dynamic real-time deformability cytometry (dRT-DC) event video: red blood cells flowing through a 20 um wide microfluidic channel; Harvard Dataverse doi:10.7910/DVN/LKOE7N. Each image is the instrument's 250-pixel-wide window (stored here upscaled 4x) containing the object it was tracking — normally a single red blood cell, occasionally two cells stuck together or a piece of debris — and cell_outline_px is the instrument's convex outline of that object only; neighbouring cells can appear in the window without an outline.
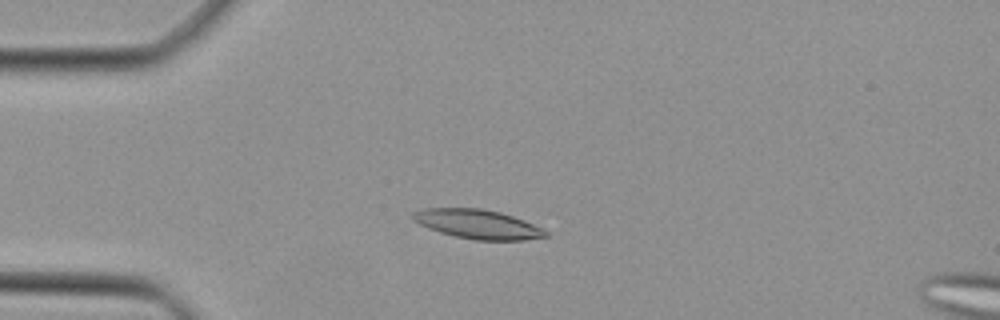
{"species": "Egyptian fruit bat (a non-hibernating species)", "species_latin": "Rousettus aegyptiacus", "temperature_condition": "cold", "stored_images_in_passage": 41, "camera_frame_rate_fps": 3000, "um_per_image_px": 0.085, "animal": {"sex": "female"}, "frame": {"image": 1, "passage_image": 6, "time_ms": 1.667, "image_size_px": [1000, 320], "cell_outline_px": [[548, 236], [524, 240], [476, 240], [456, 236], [440, 232], [428, 228], [412, 220], [412, 212], [424, 208], [480, 208], [500, 212], [524, 220], [548, 232]], "centroid_in_image_um": [40.57, 19.05], "position_along_channel_um": 44.4, "area_um2": 22.43}}
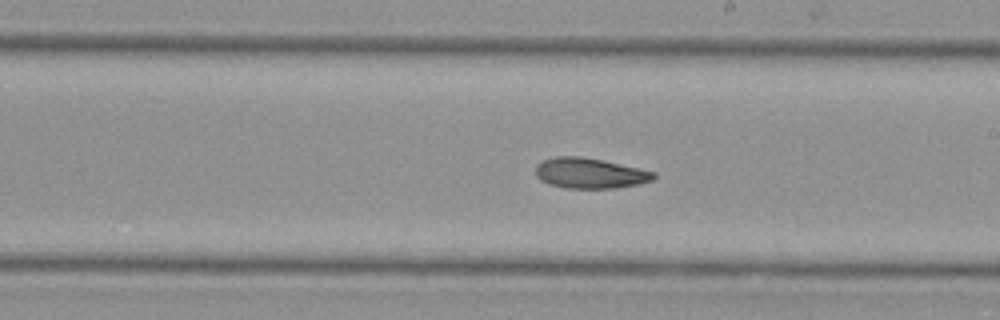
{"frame": {"image": 2, "passage_image": 21, "time_ms": 6.667, "image_size_px": [1000, 320], "cell_outline_px": [[656, 176], [652, 180], [640, 184], [616, 188], [564, 188], [548, 184], [540, 180], [536, 176], [536, 164], [540, 160], [556, 156], [580, 156], [600, 160], [656, 172]], "centroid_in_image_um": [50.09, 14.73], "position_along_channel_um": 238.9, "area_um2": 20.98}}
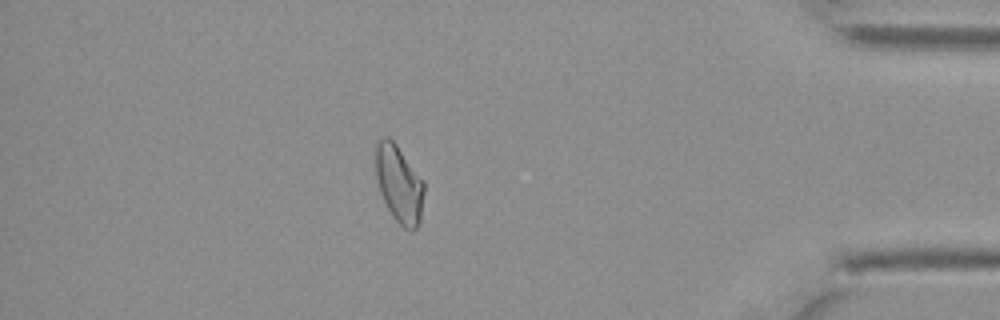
{"frame": {"image": 3, "passage_image": 35, "time_ms": 11.333, "image_size_px": [1000, 320], "cell_outline_px": [[424, 192], [420, 224], [412, 232], [404, 228], [392, 216], [380, 192], [376, 176], [376, 144], [384, 136], [388, 136], [396, 144], [424, 180]], "centroid_in_image_um": [33.95, 15.66], "position_along_channel_um": 401.3, "area_um2": 21.85}}